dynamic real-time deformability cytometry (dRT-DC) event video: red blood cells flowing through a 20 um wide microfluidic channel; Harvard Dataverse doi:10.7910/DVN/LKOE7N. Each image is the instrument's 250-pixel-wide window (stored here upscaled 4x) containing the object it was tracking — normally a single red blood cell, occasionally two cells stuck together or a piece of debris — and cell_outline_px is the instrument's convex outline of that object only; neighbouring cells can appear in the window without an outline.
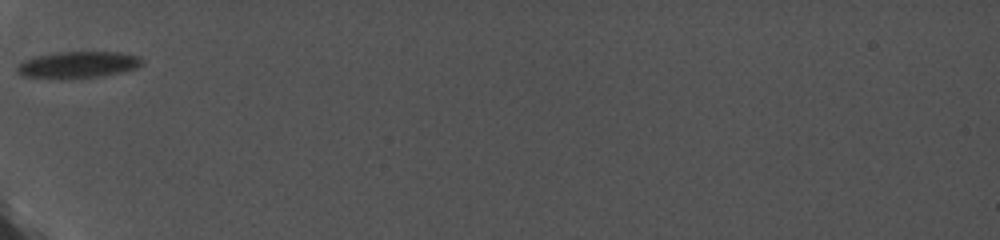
{"species": "common noctule bat (a hibernating species)", "species_latin": "Nyctalus noctula", "temperature_condition": "cold", "stored_images_in_passage": 8, "camera_frame_rate_fps": 5000, "um_per_image_px": 0.085, "animal": {"sex": "female", "body_mass_g": 19.0, "forearm_length_mm": 56.7}, "frame": {"image": 1, "passage_image": 1, "time_ms": 0.0, "image_size_px": [1000, 240], "cell_outline_px": [[144, 64], [136, 68], [120, 72], [100, 76], [24, 76], [16, 72], [16, 68], [24, 60], [56, 52], [124, 52], [140, 56], [144, 60]], "centroid_in_image_um": [6.75, 5.45], "position_along_channel_um": 78.2, "area_um2": 18.5}}
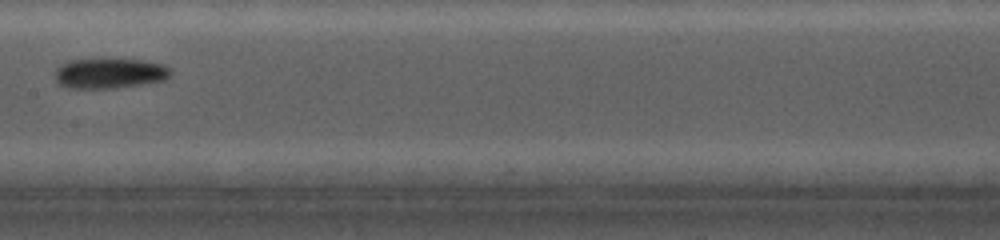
{"frame": {"image": 2, "passage_image": 5, "time_ms": 0.8, "image_size_px": [1000, 240], "cell_outline_px": [[172, 76], [164, 80], [140, 84], [112, 88], [68, 88], [60, 84], [56, 80], [56, 68], [60, 64], [68, 60], [144, 60], [164, 64], [172, 72]], "centroid_in_image_um": [9.33, 6.23], "position_along_channel_um": 198.1, "area_um2": 20.11}}